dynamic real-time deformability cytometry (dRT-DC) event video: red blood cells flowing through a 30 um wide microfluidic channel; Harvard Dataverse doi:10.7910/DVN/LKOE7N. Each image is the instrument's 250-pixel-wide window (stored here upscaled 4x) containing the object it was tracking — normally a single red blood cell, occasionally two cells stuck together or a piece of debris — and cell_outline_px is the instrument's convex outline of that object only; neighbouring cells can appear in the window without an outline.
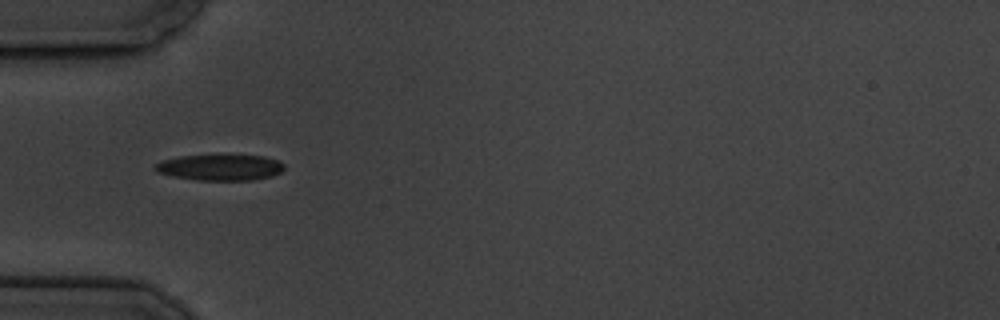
{"species": "common noctule bat (a hibernating species)", "species_latin": "Nyctalus noctula", "temperature_condition": "cold", "stored_images_in_passage": 1, "camera_frame_rate_fps": 3000, "um_per_image_px": 0.085, "animal": {"sex": "male", "body_mass_g": 19.5, "forearm_length_mm": 54.6}, "frame": {"image": 1, "passage_image": 1, "time_ms": 0.0, "image_size_px": [1000, 320], "cell_outline_px": [[284, 168], [280, 172], [272, 176], [252, 180], [196, 180], [172, 176], [156, 172], [152, 168], [152, 164], [164, 160], [180, 156], [264, 156], [280, 160], [284, 164]], "centroid_in_image_um": [18.69, 14.24], "position_along_channel_um": 66.3, "area_um2": 19.48}}